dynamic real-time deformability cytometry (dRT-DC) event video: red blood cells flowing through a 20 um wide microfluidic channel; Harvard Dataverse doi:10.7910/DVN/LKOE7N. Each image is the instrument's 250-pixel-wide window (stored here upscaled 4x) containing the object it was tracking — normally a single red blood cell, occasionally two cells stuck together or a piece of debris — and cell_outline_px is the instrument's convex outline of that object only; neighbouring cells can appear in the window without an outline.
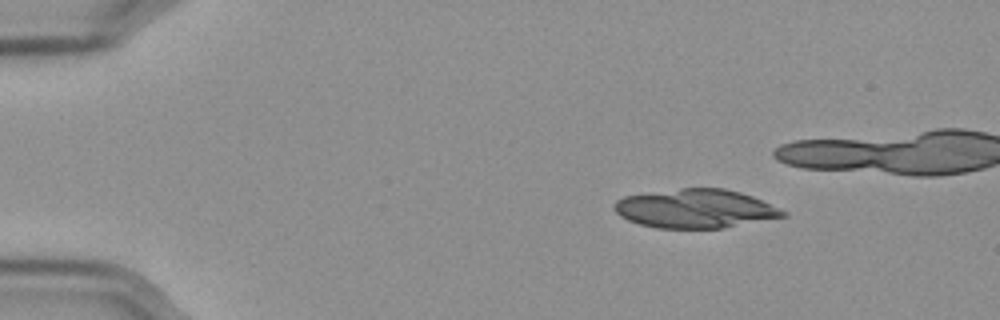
{"species": "Egyptian fruit bat (a non-hibernating species)", "species_latin": "Rousettus aegyptiacus", "temperature_condition": "cold", "stored_images_in_passage": 11, "camera_frame_rate_fps": 3000, "um_per_image_px": 0.085, "frame": {"image": 1, "passage_image": 1, "time_ms": 0.0, "image_size_px": [1000, 320], "cell_outline_px": [[788, 216], [724, 228], [656, 228], [640, 224], [628, 220], [620, 216], [612, 208], [612, 204], [616, 200], [624, 196], [680, 188], [724, 188], [740, 192], [752, 196], [788, 212]], "centroid_in_image_um": [59.11, 17.74], "position_along_channel_um": 25.9, "area_um2": 38.32}}